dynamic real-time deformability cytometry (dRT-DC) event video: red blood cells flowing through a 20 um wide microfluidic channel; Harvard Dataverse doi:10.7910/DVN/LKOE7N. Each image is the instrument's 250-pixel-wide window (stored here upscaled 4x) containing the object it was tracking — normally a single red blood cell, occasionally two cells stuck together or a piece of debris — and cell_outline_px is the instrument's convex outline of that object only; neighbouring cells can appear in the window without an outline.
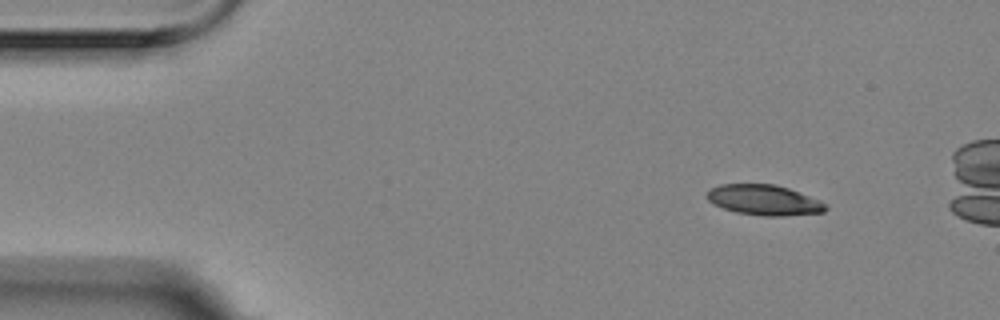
{"species": "Egyptian fruit bat (a non-hibernating species)", "species_latin": "Rousettus aegyptiacus", "temperature_condition": "room temperature", "stored_images_in_passage": 4, "camera_frame_rate_fps": 3000, "um_per_image_px": 0.085, "animal": {"sex": "female"}, "frame": {"image": 1, "passage_image": 2, "time_ms": 0.333, "image_size_px": [1000, 320], "cell_outline_px": [[828, 208], [824, 212], [784, 216], [764, 216], [736, 212], [712, 204], [708, 200], [708, 188], [720, 184], [776, 184], [788, 188], [820, 200]], "centroid_in_image_um": [64.93, 17.0], "position_along_channel_um": 20.1, "area_um2": 20.98}}